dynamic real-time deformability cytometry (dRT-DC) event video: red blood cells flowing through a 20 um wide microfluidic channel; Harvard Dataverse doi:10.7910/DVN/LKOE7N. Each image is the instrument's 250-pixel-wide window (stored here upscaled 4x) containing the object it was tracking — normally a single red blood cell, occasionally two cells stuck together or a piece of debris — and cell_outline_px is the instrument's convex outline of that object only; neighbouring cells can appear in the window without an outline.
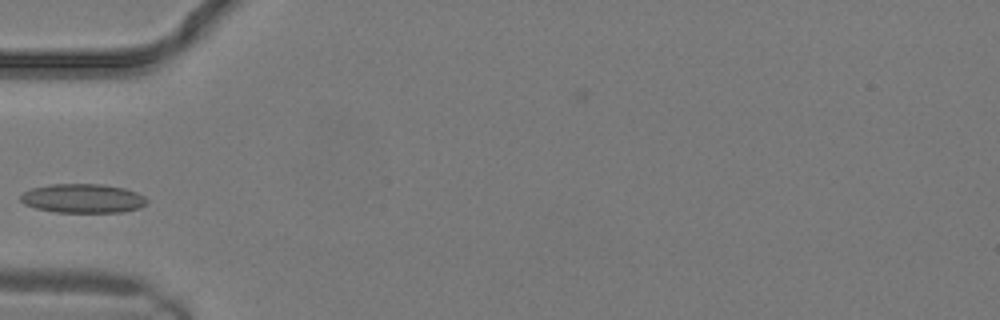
{"species": "common noctule bat (a hibernating species)", "species_latin": "Nyctalus noctula", "temperature_condition": "warm", "stored_images_in_passage": 7, "camera_frame_rate_fps": 3000, "um_per_image_px": 0.085, "animal": {"sex": "male", "body_mass_g": 19.2, "forearm_length_mm": 51.8}, "frame": {"image": 1, "passage_image": 3, "time_ms": 0.667, "image_size_px": [1000, 320], "cell_outline_px": [[148, 204], [140, 208], [124, 212], [56, 212], [36, 208], [24, 204], [20, 200], [20, 196], [24, 192], [32, 188], [52, 184], [104, 184], [124, 188], [136, 192], [144, 196], [148, 200]], "centroid_in_image_um": [7.08, 16.86], "position_along_channel_um": 77.9, "area_um2": 21.5}}
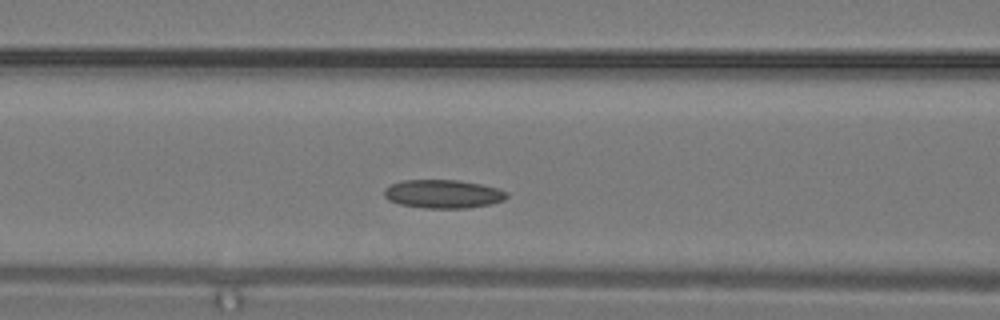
{"frame": {"image": 2, "passage_image": 5, "time_ms": 1.333, "image_size_px": [1000, 320], "cell_outline_px": [[508, 196], [504, 200], [492, 204], [468, 208], [424, 208], [400, 204], [388, 200], [384, 196], [384, 188], [400, 180], [460, 180], [480, 184], [496, 188], [508, 192]], "centroid_in_image_um": [37.66, 16.49], "position_along_channel_um": 128.9, "area_um2": 20.46}}
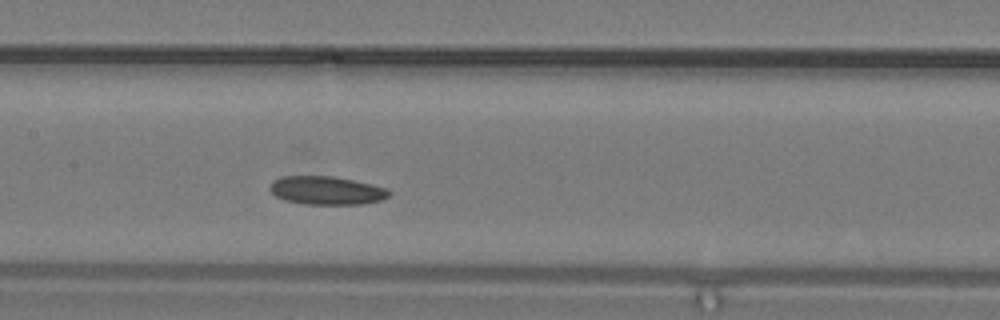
{"frame": {"image": 3, "passage_image": 7, "time_ms": 2.0, "image_size_px": [1000, 320], "cell_outline_px": [[392, 192], [388, 196], [380, 200], [364, 204], [304, 204], [284, 200], [276, 196], [268, 188], [272, 180], [280, 176], [332, 176], [372, 184], [388, 188]], "centroid_in_image_um": [27.74, 16.18], "position_along_channel_um": 179.7, "area_um2": 19.83}}